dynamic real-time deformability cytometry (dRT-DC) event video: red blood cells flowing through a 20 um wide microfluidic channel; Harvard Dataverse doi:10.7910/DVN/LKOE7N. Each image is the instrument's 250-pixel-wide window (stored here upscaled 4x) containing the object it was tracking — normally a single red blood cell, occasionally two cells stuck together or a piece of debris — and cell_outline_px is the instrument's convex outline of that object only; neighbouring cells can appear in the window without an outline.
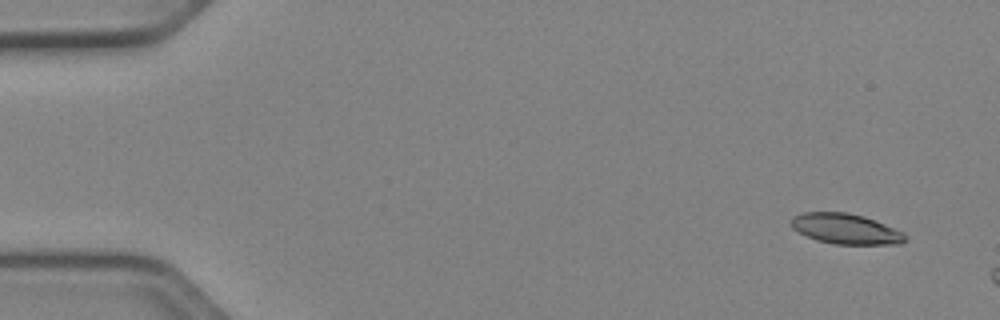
{"species": "Egyptian fruit bat (a non-hibernating species)", "species_latin": "Rousettus aegyptiacus", "temperature_condition": "cold", "stored_images_in_passage": 9, "camera_frame_rate_fps": 3000, "um_per_image_px": 0.085, "animal": {"sex": "female"}, "frame": {"image": 1, "passage_image": 1, "time_ms": 0.0, "image_size_px": [1000, 320], "cell_outline_px": [[908, 240], [900, 244], [836, 244], [816, 240], [792, 228], [788, 220], [792, 216], [804, 212], [848, 212], [864, 216], [904, 232], [908, 236]], "centroid_in_image_um": [71.89, 19.45], "position_along_channel_um": 13.1, "area_um2": 20.35}}